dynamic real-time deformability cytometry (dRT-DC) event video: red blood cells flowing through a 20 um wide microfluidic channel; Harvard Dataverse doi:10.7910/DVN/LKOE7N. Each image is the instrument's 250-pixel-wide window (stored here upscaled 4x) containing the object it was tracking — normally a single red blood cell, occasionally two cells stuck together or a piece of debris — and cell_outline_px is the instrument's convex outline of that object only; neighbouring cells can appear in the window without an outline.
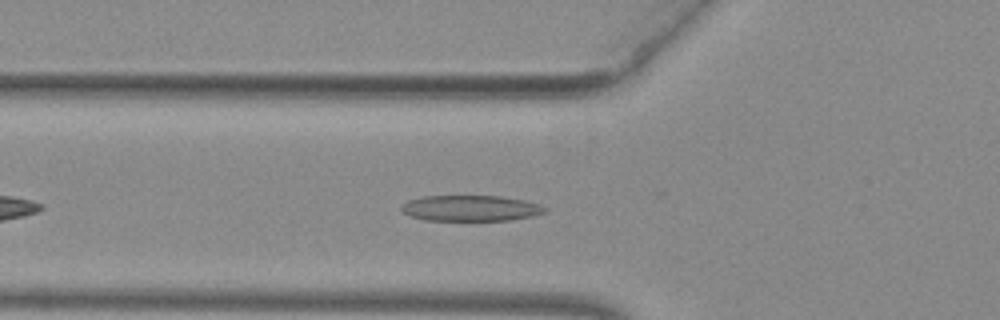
{"species": "common noctule bat (a hibernating species)", "species_latin": "Nyctalus noctula", "temperature_condition": "warm", "stored_images_in_passage": 40, "camera_frame_rate_fps": 3000, "um_per_image_px": 0.085, "animal": {"sex": "female", "body_mass_g": 29.2, "forearm_length_mm": 56.3}, "frame": {"image": 1, "passage_image": 7, "time_ms": 2.0, "image_size_px": [1000, 320], "cell_outline_px": [[548, 208], [544, 212], [532, 216], [508, 220], [424, 220], [412, 216], [404, 212], [400, 208], [408, 200], [424, 196], [500, 196], [524, 200], [540, 204]], "centroid_in_image_um": [40.02, 17.69], "position_along_channel_um": 85.8, "area_um2": 21.39}}
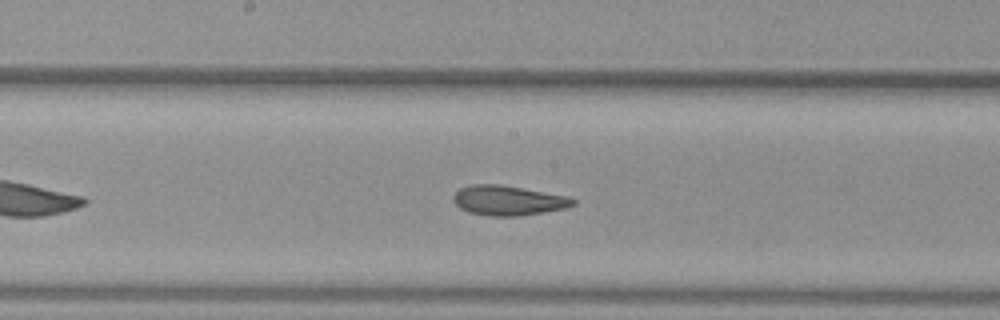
{"frame": {"image": 2, "passage_image": 16, "time_ms": 5.0, "image_size_px": [1000, 320], "cell_outline_px": [[576, 204], [564, 208], [544, 212], [520, 216], [488, 216], [468, 212], [460, 208], [452, 200], [452, 196], [460, 188], [472, 184], [500, 184], [572, 196], [576, 200]], "centroid_in_image_um": [43.22, 17.03], "position_along_channel_um": 205.0, "area_um2": 21.1}}
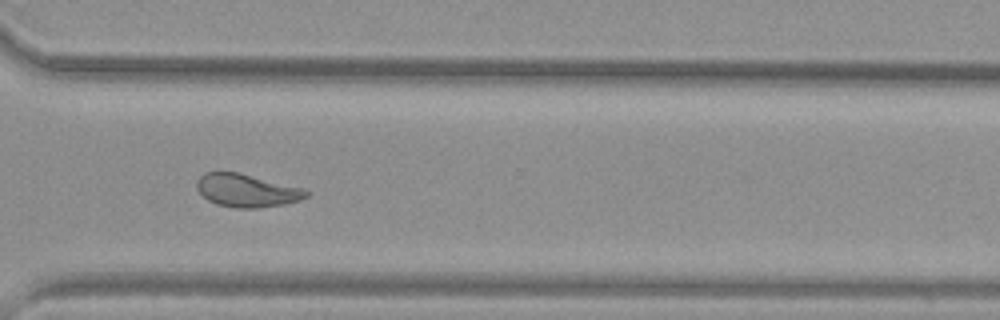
{"frame": {"image": 3, "passage_image": 27, "time_ms": 8.667, "image_size_px": [1000, 320], "cell_outline_px": [[308, 196], [300, 200], [284, 204], [256, 208], [236, 208], [216, 204], [208, 200], [196, 188], [196, 180], [204, 172], [236, 172], [304, 188], [308, 192]], "centroid_in_image_um": [20.95, 16.19], "position_along_channel_um": 349.6, "area_um2": 20.92}, "authors_computed_cell_mechanics": {"area_um2": 21.7617, "velocity_mm_per_s": 3.9565, "shape_relaxation_time_tau1_ms": null, "shape_relaxation_time_tau2_ms": 1.7029, "deformation_change_tau1": null, "deformation_change_tau2": 0.0905}}